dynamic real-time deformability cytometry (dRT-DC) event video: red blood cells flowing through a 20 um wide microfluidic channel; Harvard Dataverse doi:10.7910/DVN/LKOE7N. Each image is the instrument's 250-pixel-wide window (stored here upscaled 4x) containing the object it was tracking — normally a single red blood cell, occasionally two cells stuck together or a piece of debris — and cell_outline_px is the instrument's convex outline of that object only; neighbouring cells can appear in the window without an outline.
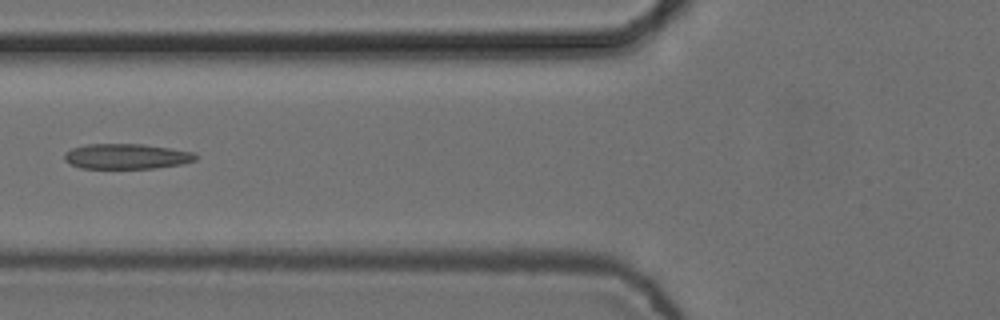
{"species": "common noctule bat (a hibernating species)", "species_latin": "Nyctalus noctula", "temperature_condition": "cold", "stored_images_in_passage": 6, "camera_frame_rate_fps": 3000, "um_per_image_px": 0.085, "animal": {"sex": "female", "body_mass_g": 24.6, "forearm_length_mm": 56.2}, "frame": {"image": 1, "passage_image": 5, "time_ms": 1.333, "image_size_px": [1000, 320], "cell_outline_px": [[200, 156], [196, 160], [180, 164], [156, 168], [80, 168], [68, 164], [64, 160], [64, 152], [72, 148], [88, 144], [144, 144], [192, 152]], "centroid_in_image_um": [10.72, 13.29], "position_along_channel_um": 115.1, "area_um2": 19.36}}
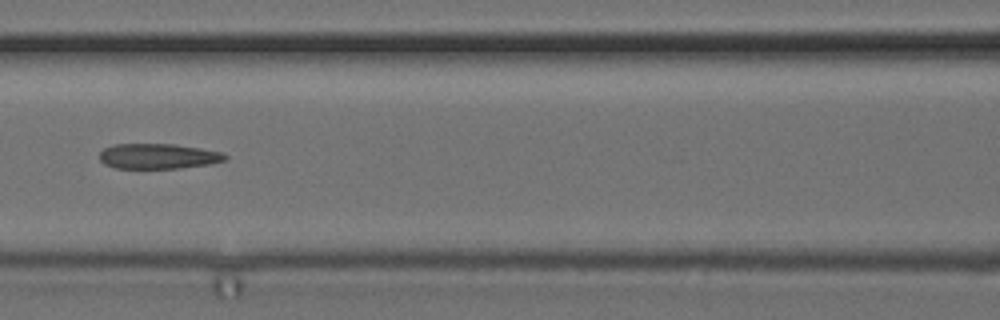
{"frame": {"image": 2, "passage_image": 6, "time_ms": 1.667, "image_size_px": [1000, 320], "cell_outline_px": [[228, 160], [208, 164], [180, 168], [116, 168], [104, 164], [100, 160], [100, 152], [104, 148], [112, 144], [176, 144], [224, 152], [228, 156]], "centroid_in_image_um": [13.47, 13.27], "position_along_channel_um": 153.1, "area_um2": 18.61}}